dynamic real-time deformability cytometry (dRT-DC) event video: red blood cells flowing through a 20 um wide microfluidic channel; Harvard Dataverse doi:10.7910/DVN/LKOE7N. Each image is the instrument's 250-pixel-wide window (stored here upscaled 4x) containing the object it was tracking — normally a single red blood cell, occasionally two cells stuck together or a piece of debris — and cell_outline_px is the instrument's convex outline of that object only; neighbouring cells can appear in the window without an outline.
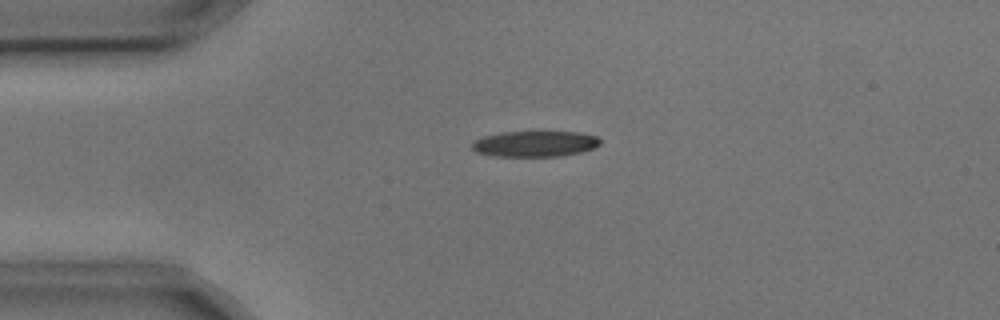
{"species": "common noctule bat (a hibernating species)", "species_latin": "Nyctalus noctula", "temperature_condition": "cold", "stored_images_in_passage": 2, "camera_frame_rate_fps": 3000, "um_per_image_px": 0.085, "animal": {"sex": "male", "body_mass_g": 17.9, "forearm_length_mm": 54.2}, "frame": {"image": 1, "passage_image": 1, "time_ms": 0.0, "image_size_px": [1000, 320], "cell_outline_px": [[600, 144], [596, 148], [580, 152], [560, 156], [492, 156], [476, 152], [472, 148], [472, 140], [484, 136], [500, 132], [580, 132], [596, 136], [600, 140]], "centroid_in_image_um": [45.45, 12.22], "position_along_channel_um": 39.5, "area_um2": 19.36}}